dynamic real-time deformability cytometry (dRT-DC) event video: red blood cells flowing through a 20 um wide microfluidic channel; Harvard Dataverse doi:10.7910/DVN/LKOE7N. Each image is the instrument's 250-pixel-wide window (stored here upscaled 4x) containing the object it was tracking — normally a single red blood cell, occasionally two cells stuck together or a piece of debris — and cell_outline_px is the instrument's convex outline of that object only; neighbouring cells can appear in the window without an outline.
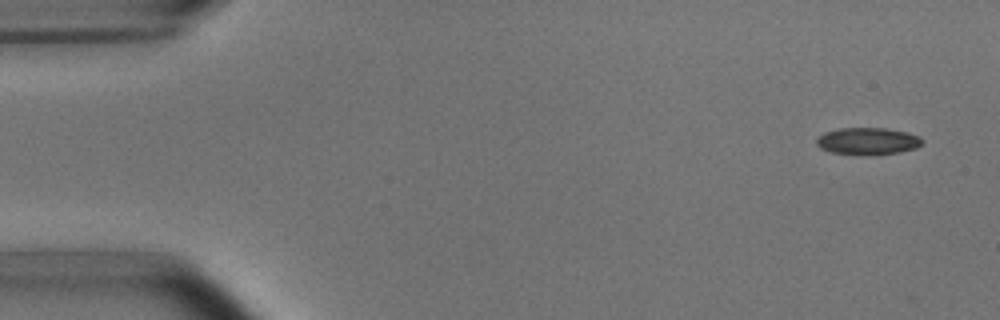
{"species": "common noctule bat (a hibernating species)", "species_latin": "Nyctalus noctula", "temperature_condition": "room temperature", "stored_images_in_passage": 4, "camera_frame_rate_fps": 3000, "um_per_image_px": 0.085, "animal": {"sex": "male", "body_mass_g": 15.6}, "frame": {"image": 1, "passage_image": 1, "time_ms": 0.0, "image_size_px": [1000, 320], "cell_outline_px": [[924, 140], [916, 148], [900, 152], [828, 152], [820, 148], [816, 144], [816, 140], [824, 132], [840, 128], [884, 128], [908, 132], [920, 136]], "centroid_in_image_um": [73.77, 11.94], "position_along_channel_um": 11.2, "area_um2": 15.9}}
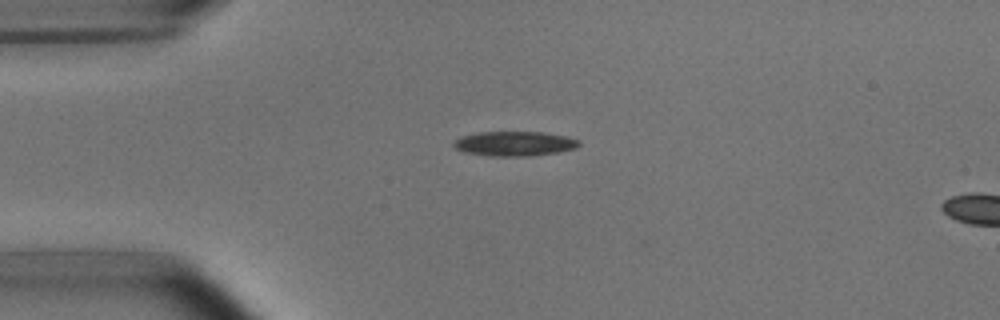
{"frame": {"image": 2, "passage_image": 3, "time_ms": 3.333, "image_size_px": [1000, 320], "cell_outline_px": [[580, 144], [576, 148], [556, 152], [520, 156], [492, 156], [464, 152], [456, 148], [452, 144], [460, 136], [480, 132], [544, 132], [568, 136], [580, 140]], "centroid_in_image_um": [43.74, 12.19], "position_along_channel_um": 41.3, "area_um2": 17.86}}